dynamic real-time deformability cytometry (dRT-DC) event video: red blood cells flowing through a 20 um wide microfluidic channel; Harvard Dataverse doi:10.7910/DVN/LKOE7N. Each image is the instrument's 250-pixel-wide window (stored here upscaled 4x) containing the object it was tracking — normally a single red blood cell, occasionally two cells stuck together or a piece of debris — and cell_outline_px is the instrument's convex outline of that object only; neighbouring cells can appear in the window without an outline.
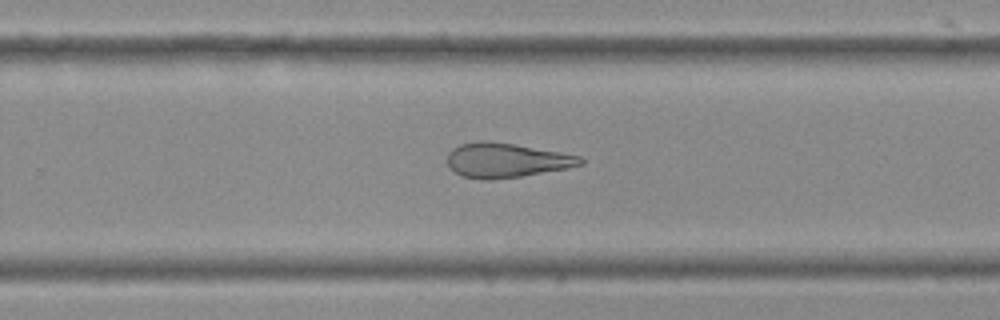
{"species": "Egyptian fruit bat (a non-hibernating species)", "species_latin": "Rousettus aegyptiacus", "temperature_condition": "cold", "stored_images_in_passage": 26, "camera_frame_rate_fps": 3000, "um_per_image_px": 0.085, "frame": {"image": 1, "passage_image": 19, "time_ms": 6.0, "image_size_px": [1000, 320], "cell_outline_px": [[584, 164], [568, 168], [520, 176], [488, 180], [484, 180], [464, 176], [448, 168], [448, 152], [452, 148], [460, 144], [480, 140], [488, 140], [512, 144], [580, 156], [584, 160]], "centroid_in_image_um": [42.99, 13.62], "position_along_channel_um": 286.8, "area_um2": 26.53}}